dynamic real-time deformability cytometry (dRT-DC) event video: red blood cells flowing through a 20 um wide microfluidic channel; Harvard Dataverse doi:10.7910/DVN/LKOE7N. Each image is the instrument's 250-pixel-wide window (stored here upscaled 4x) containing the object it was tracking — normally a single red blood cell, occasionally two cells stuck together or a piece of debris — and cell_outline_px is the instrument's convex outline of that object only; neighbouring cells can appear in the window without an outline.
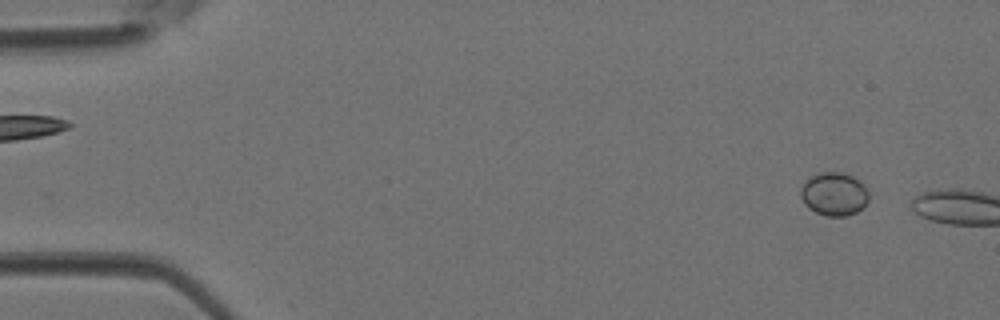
{"species": "Egyptian fruit bat (a non-hibernating species)", "species_latin": "Rousettus aegyptiacus", "temperature_condition": "room temperature", "stored_images_in_passage": 5, "camera_frame_rate_fps": 3000, "um_per_image_px": 0.085, "animal": {"sex": "female"}, "frame": {"image": 1, "passage_image": 3, "time_ms": 0.667, "image_size_px": [1000, 320], "cell_outline_px": [[868, 200], [864, 208], [848, 216], [828, 216], [816, 212], [808, 208], [804, 204], [800, 196], [800, 188], [812, 176], [820, 172], [844, 172], [860, 180], [864, 184], [868, 192]], "centroid_in_image_um": [70.92, 16.49], "position_along_channel_um": 14.1, "area_um2": 17.34}}